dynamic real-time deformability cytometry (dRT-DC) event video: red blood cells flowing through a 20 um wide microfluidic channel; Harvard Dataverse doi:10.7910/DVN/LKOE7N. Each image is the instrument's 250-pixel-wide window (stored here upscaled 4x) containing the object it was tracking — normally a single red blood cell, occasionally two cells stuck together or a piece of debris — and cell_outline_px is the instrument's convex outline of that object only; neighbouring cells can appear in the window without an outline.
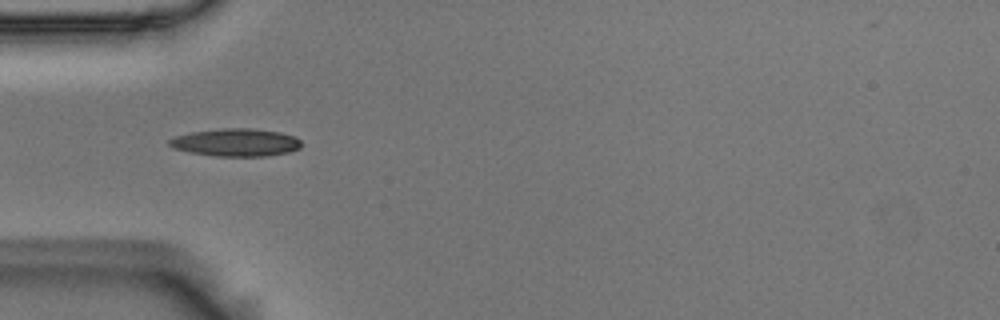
{"species": "Egyptian fruit bat (a non-hibernating species)", "species_latin": "Rousettus aegyptiacus", "temperature_condition": "room temperature", "stored_images_in_passage": 7, "camera_frame_rate_fps": 3000, "um_per_image_px": 0.085, "animal": {"sex": "male"}, "frame": {"image": 1, "passage_image": 4, "time_ms": 1.0, "image_size_px": [1000, 320], "cell_outline_px": [[300, 148], [288, 152], [268, 156], [216, 156], [188, 152], [172, 148], [168, 144], [168, 140], [176, 136], [192, 132], [224, 128], [252, 128], [280, 132], [296, 136], [300, 140]], "centroid_in_image_um": [20.05, 12.11], "position_along_channel_um": 64.9, "area_um2": 21.39}}
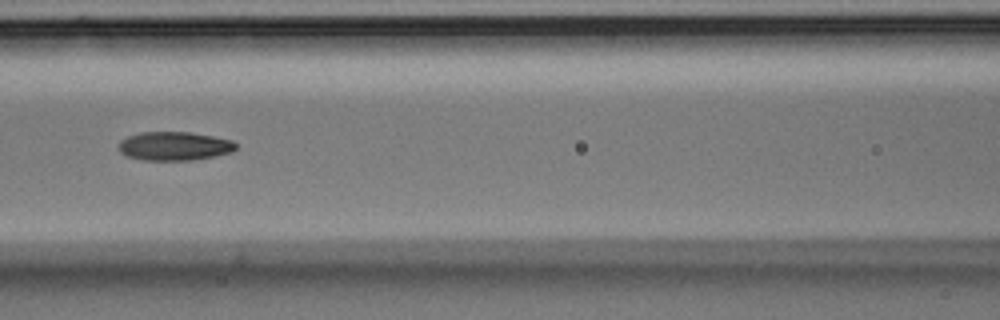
{"frame": {"image": 2, "passage_image": 6, "time_ms": 1.667, "image_size_px": [1000, 320], "cell_outline_px": [[236, 148], [232, 152], [192, 160], [144, 160], [128, 156], [120, 152], [120, 140], [128, 136], [140, 132], [188, 132], [212, 136], [232, 140], [236, 144]], "centroid_in_image_um": [14.82, 12.41], "position_along_channel_um": 151.8, "area_um2": 19.42}}
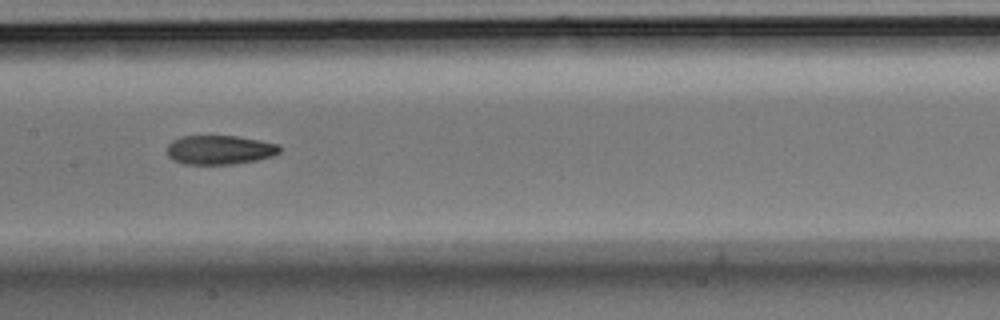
{"frame": {"image": 3, "passage_image": 7, "time_ms": 2.0, "image_size_px": [1000, 320], "cell_outline_px": [[280, 152], [272, 156], [256, 160], [232, 164], [184, 164], [172, 160], [168, 156], [168, 144], [172, 140], [184, 136], [236, 136], [260, 140], [280, 144]], "centroid_in_image_um": [18.68, 12.74], "position_along_channel_um": 188.7, "area_um2": 19.13}}